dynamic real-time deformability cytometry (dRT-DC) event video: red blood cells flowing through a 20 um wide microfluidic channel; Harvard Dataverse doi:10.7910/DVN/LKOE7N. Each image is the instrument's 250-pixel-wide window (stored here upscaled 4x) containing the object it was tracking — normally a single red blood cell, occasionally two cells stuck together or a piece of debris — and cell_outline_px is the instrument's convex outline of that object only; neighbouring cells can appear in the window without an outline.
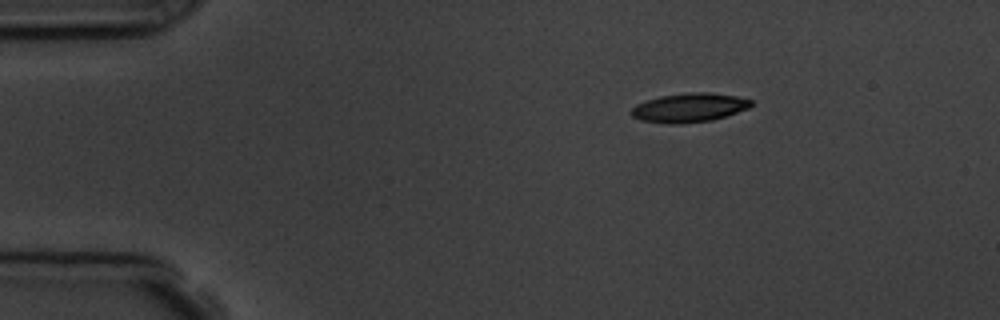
{"species": "common noctule bat (a hibernating species)", "species_latin": "Nyctalus noctula", "temperature_condition": "room temperature", "stored_images_in_passage": 3, "camera_frame_rate_fps": 3000, "um_per_image_px": 0.085, "animal": {"sex": "male", "body_mass_g": 19.5, "forearm_length_mm": 54.6}, "frame": {"image": 1, "passage_image": 1, "time_ms": 0.0, "image_size_px": [1000, 320], "cell_outline_px": [[752, 104], [748, 108], [712, 120], [680, 124], [668, 124], [640, 120], [632, 116], [632, 108], [636, 104], [660, 96], [688, 92], [708, 92], [736, 96], [752, 100]], "centroid_in_image_um": [58.57, 9.15], "position_along_channel_um": 26.4, "area_um2": 20.11}}
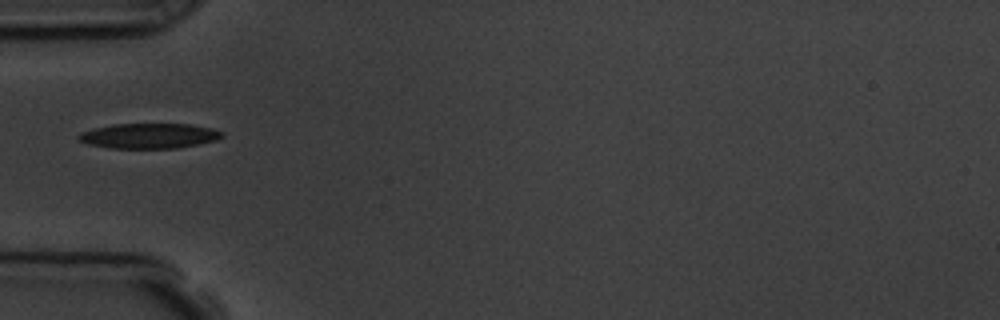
{"frame": {"image": 2, "passage_image": 3, "time_ms": 3.0, "image_size_px": [1000, 320], "cell_outline_px": [[224, 136], [216, 140], [176, 148], [108, 148], [88, 144], [80, 140], [76, 136], [80, 132], [92, 128], [112, 124], [192, 124], [212, 128], [220, 132]], "centroid_in_image_um": [12.62, 11.54], "position_along_channel_um": 72.4, "area_um2": 20.98}}